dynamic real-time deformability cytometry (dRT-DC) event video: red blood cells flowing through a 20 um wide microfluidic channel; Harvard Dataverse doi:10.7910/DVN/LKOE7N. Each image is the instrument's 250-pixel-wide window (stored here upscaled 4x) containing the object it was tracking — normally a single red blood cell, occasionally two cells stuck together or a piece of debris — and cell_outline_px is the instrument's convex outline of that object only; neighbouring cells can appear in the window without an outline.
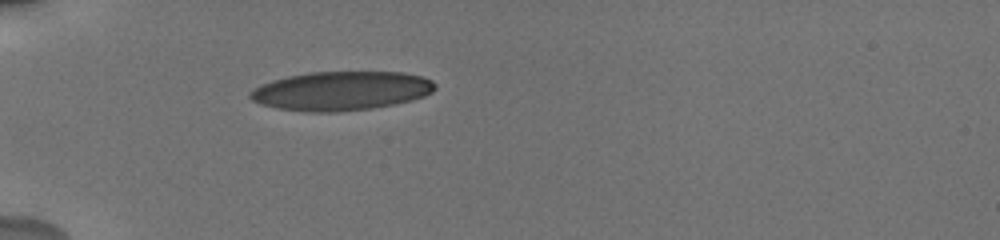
{"species": "human", "species_latin": "Homo sapiens", "temperature_condition": "cold", "stored_images_in_passage": 55, "camera_frame_rate_fps": 3000, "um_per_image_px": 0.085, "donor": {"sex": "male"}, "frame": {"image": 1, "passage_image": 1, "time_ms": 0.0, "image_size_px": [1000, 240], "cell_outline_px": [[436, 88], [432, 92], [424, 96], [412, 100], [372, 108], [336, 112], [312, 112], [276, 108], [260, 104], [252, 100], [248, 96], [248, 92], [252, 88], [260, 84], [272, 80], [288, 76], [308, 72], [404, 72], [420, 76], [432, 80], [436, 84]], "centroid_in_image_um": [28.96, 7.72], "position_along_channel_um": 56.0, "area_um2": 42.19}}
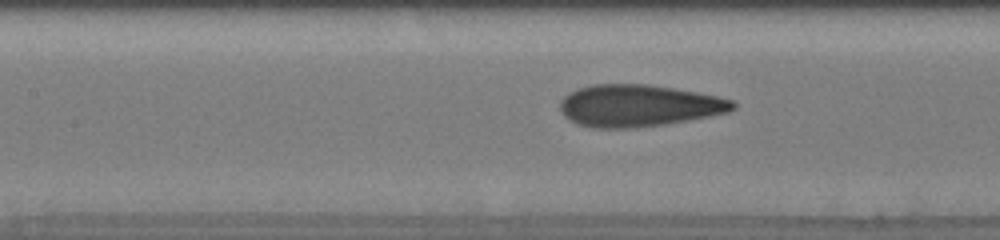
{"frame": {"image": 2, "passage_image": 14, "time_ms": 3.0, "image_size_px": [1000, 240], "cell_outline_px": [[736, 108], [728, 112], [688, 120], [664, 124], [636, 128], [592, 128], [576, 124], [564, 116], [560, 108], [560, 100], [568, 92], [576, 88], [592, 84], [648, 84], [696, 92], [736, 100]], "centroid_in_image_um": [54.25, 8.98], "position_along_channel_um": 153.1, "area_um2": 42.48}}
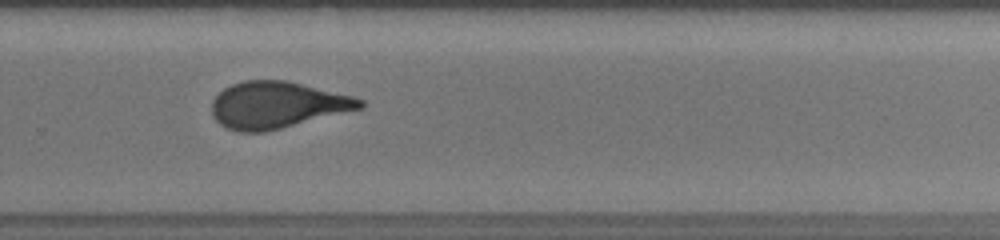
{"frame": {"image": 3, "passage_image": 34, "time_ms": 7.0, "image_size_px": [1000, 240], "cell_outline_px": [[364, 108], [264, 132], [236, 132], [224, 128], [212, 116], [212, 100], [224, 88], [232, 84], [244, 80], [288, 80], [352, 96], [364, 100]], "centroid_in_image_um": [23.53, 8.93], "position_along_channel_um": 306.3, "area_um2": 40.4}, "authors_computed_cell_mechanics": {"area_um2": 41.327, "velocity_mm_per_s": 3.8431, "shape_relaxation_time_tau1_ms": 7.7425, "shape_relaxation_time_tau2_ms": 1.0256, "deformation_change_tau1": 0.2195, "deformation_change_tau2": 0.0709}}